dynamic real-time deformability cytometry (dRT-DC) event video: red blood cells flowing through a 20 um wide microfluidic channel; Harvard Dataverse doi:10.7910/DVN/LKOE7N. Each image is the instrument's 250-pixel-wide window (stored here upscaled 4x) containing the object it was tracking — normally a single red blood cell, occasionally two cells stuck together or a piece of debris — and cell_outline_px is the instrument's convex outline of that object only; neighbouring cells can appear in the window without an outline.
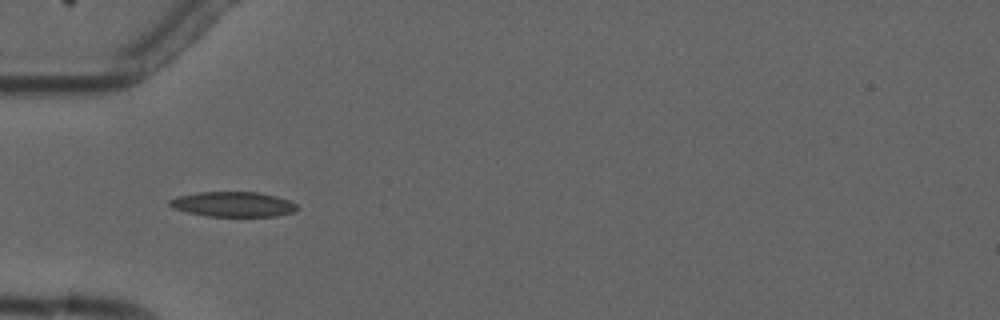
{"species": "common noctule bat (a hibernating species)", "species_latin": "Nyctalus noctula", "temperature_condition": "cold", "stored_images_in_passage": 10, "camera_frame_rate_fps": 3000, "um_per_image_px": 0.085, "animal": {"sex": "male", "forearm_length_mm": 52.5}, "frame": {"image": 1, "passage_image": 5, "time_ms": 5.667, "image_size_px": [1000, 320], "cell_outline_px": [[300, 208], [292, 212], [276, 216], [208, 216], [188, 212], [172, 208], [168, 204], [168, 200], [176, 196], [196, 192], [256, 192], [276, 196], [288, 200], [296, 204]], "centroid_in_image_um": [19.78, 17.35], "position_along_channel_um": 65.2, "area_um2": 18.61}}
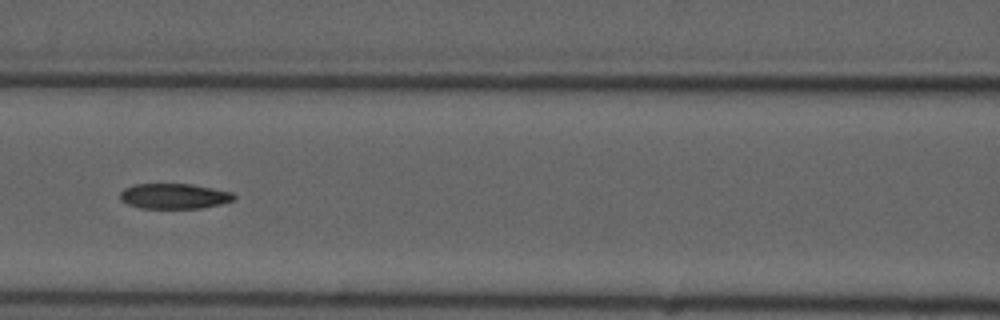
{"frame": {"image": 2, "passage_image": 7, "time_ms": 8.0, "image_size_px": [1000, 320], "cell_outline_px": [[236, 196], [232, 200], [220, 204], [200, 208], [140, 208], [128, 204], [120, 200], [120, 192], [124, 188], [132, 184], [192, 184], [232, 192]], "centroid_in_image_um": [14.76, 16.66], "position_along_channel_um": 151.8, "area_um2": 16.76}}
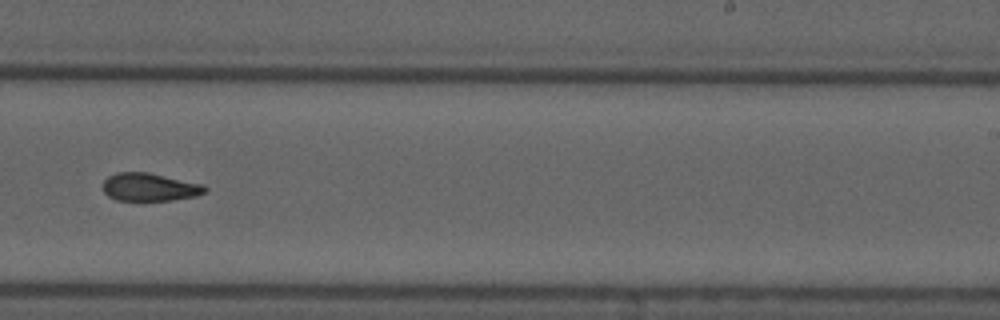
{"frame": {"image": 3, "passage_image": 10, "time_ms": 11.333, "image_size_px": [1000, 320], "cell_outline_px": [[208, 192], [196, 196], [168, 200], [116, 200], [108, 196], [104, 192], [104, 180], [108, 176], [116, 172], [148, 172], [204, 184], [208, 188]], "centroid_in_image_um": [12.75, 15.89], "position_along_channel_um": 276.3, "area_um2": 16.7}}